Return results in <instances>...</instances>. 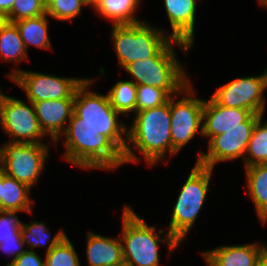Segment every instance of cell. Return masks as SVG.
Returning <instances> with one entry per match:
<instances>
[{
    "label": "cell",
    "instance_id": "1",
    "mask_svg": "<svg viewBox=\"0 0 267 266\" xmlns=\"http://www.w3.org/2000/svg\"><path fill=\"white\" fill-rule=\"evenodd\" d=\"M132 120L123 153L125 164H138L142 156L150 167L160 161L167 163L168 155L172 156L170 99L161 106L135 112Z\"/></svg>",
    "mask_w": 267,
    "mask_h": 266
},
{
    "label": "cell",
    "instance_id": "2",
    "mask_svg": "<svg viewBox=\"0 0 267 266\" xmlns=\"http://www.w3.org/2000/svg\"><path fill=\"white\" fill-rule=\"evenodd\" d=\"M97 83L88 78L76 89L74 112L67 126H90L106 136L122 153L127 145V126L110 103L108 94L94 92Z\"/></svg>",
    "mask_w": 267,
    "mask_h": 266
},
{
    "label": "cell",
    "instance_id": "3",
    "mask_svg": "<svg viewBox=\"0 0 267 266\" xmlns=\"http://www.w3.org/2000/svg\"><path fill=\"white\" fill-rule=\"evenodd\" d=\"M62 137L65 147L62 158L80 169L115 171L125 164L124 154L90 126H67L54 143L57 147Z\"/></svg>",
    "mask_w": 267,
    "mask_h": 266
},
{
    "label": "cell",
    "instance_id": "4",
    "mask_svg": "<svg viewBox=\"0 0 267 266\" xmlns=\"http://www.w3.org/2000/svg\"><path fill=\"white\" fill-rule=\"evenodd\" d=\"M122 212V230L119 237L123 258L132 266H159L161 243L166 244L169 255L181 245L168 230L166 232L161 228L159 233H156L157 228L149 226L129 205H124Z\"/></svg>",
    "mask_w": 267,
    "mask_h": 266
},
{
    "label": "cell",
    "instance_id": "5",
    "mask_svg": "<svg viewBox=\"0 0 267 266\" xmlns=\"http://www.w3.org/2000/svg\"><path fill=\"white\" fill-rule=\"evenodd\" d=\"M174 47L184 55L192 48L184 42L171 39L154 57L132 62L124 70L133 77L131 81L136 85L158 87L173 96L191 81Z\"/></svg>",
    "mask_w": 267,
    "mask_h": 266
},
{
    "label": "cell",
    "instance_id": "6",
    "mask_svg": "<svg viewBox=\"0 0 267 266\" xmlns=\"http://www.w3.org/2000/svg\"><path fill=\"white\" fill-rule=\"evenodd\" d=\"M111 28L113 49L123 69L132 62L154 57L171 40L167 31L144 20L135 24H112Z\"/></svg>",
    "mask_w": 267,
    "mask_h": 266
},
{
    "label": "cell",
    "instance_id": "7",
    "mask_svg": "<svg viewBox=\"0 0 267 266\" xmlns=\"http://www.w3.org/2000/svg\"><path fill=\"white\" fill-rule=\"evenodd\" d=\"M212 168L195 162L186 178L172 210L168 231L182 244L202 211L211 190Z\"/></svg>",
    "mask_w": 267,
    "mask_h": 266
},
{
    "label": "cell",
    "instance_id": "8",
    "mask_svg": "<svg viewBox=\"0 0 267 266\" xmlns=\"http://www.w3.org/2000/svg\"><path fill=\"white\" fill-rule=\"evenodd\" d=\"M204 102L196 97L192 81L170 97L172 156L178 155L197 133L202 136Z\"/></svg>",
    "mask_w": 267,
    "mask_h": 266
},
{
    "label": "cell",
    "instance_id": "9",
    "mask_svg": "<svg viewBox=\"0 0 267 266\" xmlns=\"http://www.w3.org/2000/svg\"><path fill=\"white\" fill-rule=\"evenodd\" d=\"M0 146V167L6 175L33 188L49 158V143L5 142Z\"/></svg>",
    "mask_w": 267,
    "mask_h": 266
},
{
    "label": "cell",
    "instance_id": "10",
    "mask_svg": "<svg viewBox=\"0 0 267 266\" xmlns=\"http://www.w3.org/2000/svg\"><path fill=\"white\" fill-rule=\"evenodd\" d=\"M6 76L25 92L32 104L43 100L75 98L76 89L86 79L27 71L17 66Z\"/></svg>",
    "mask_w": 267,
    "mask_h": 266
},
{
    "label": "cell",
    "instance_id": "11",
    "mask_svg": "<svg viewBox=\"0 0 267 266\" xmlns=\"http://www.w3.org/2000/svg\"><path fill=\"white\" fill-rule=\"evenodd\" d=\"M267 68L259 75L240 77L219 86L211 98L219 105L242 108L264 115L266 110Z\"/></svg>",
    "mask_w": 267,
    "mask_h": 266
},
{
    "label": "cell",
    "instance_id": "12",
    "mask_svg": "<svg viewBox=\"0 0 267 266\" xmlns=\"http://www.w3.org/2000/svg\"><path fill=\"white\" fill-rule=\"evenodd\" d=\"M28 102L27 103L25 102ZM6 95L2 104L0 127L9 136V142L45 143L33 104L29 100Z\"/></svg>",
    "mask_w": 267,
    "mask_h": 266
},
{
    "label": "cell",
    "instance_id": "13",
    "mask_svg": "<svg viewBox=\"0 0 267 266\" xmlns=\"http://www.w3.org/2000/svg\"><path fill=\"white\" fill-rule=\"evenodd\" d=\"M253 128H233L226 133L213 136L207 142V151L198 152L196 162L202 166L214 169L216 164L225 161L244 160L248 142Z\"/></svg>",
    "mask_w": 267,
    "mask_h": 266
},
{
    "label": "cell",
    "instance_id": "14",
    "mask_svg": "<svg viewBox=\"0 0 267 266\" xmlns=\"http://www.w3.org/2000/svg\"><path fill=\"white\" fill-rule=\"evenodd\" d=\"M261 116L248 109L221 106L210 98L204 102L202 137L209 140L229 129L254 128Z\"/></svg>",
    "mask_w": 267,
    "mask_h": 266
},
{
    "label": "cell",
    "instance_id": "15",
    "mask_svg": "<svg viewBox=\"0 0 267 266\" xmlns=\"http://www.w3.org/2000/svg\"><path fill=\"white\" fill-rule=\"evenodd\" d=\"M267 252L266 244L257 242L237 245H221L201 252L206 266H259Z\"/></svg>",
    "mask_w": 267,
    "mask_h": 266
},
{
    "label": "cell",
    "instance_id": "16",
    "mask_svg": "<svg viewBox=\"0 0 267 266\" xmlns=\"http://www.w3.org/2000/svg\"><path fill=\"white\" fill-rule=\"evenodd\" d=\"M37 120L46 136L55 143L64 133L74 112V98L33 103Z\"/></svg>",
    "mask_w": 267,
    "mask_h": 266
},
{
    "label": "cell",
    "instance_id": "17",
    "mask_svg": "<svg viewBox=\"0 0 267 266\" xmlns=\"http://www.w3.org/2000/svg\"><path fill=\"white\" fill-rule=\"evenodd\" d=\"M198 0H163L171 27L169 37L193 47Z\"/></svg>",
    "mask_w": 267,
    "mask_h": 266
},
{
    "label": "cell",
    "instance_id": "18",
    "mask_svg": "<svg viewBox=\"0 0 267 266\" xmlns=\"http://www.w3.org/2000/svg\"><path fill=\"white\" fill-rule=\"evenodd\" d=\"M86 234L88 266H115L124 260L120 237H106L93 231Z\"/></svg>",
    "mask_w": 267,
    "mask_h": 266
},
{
    "label": "cell",
    "instance_id": "19",
    "mask_svg": "<svg viewBox=\"0 0 267 266\" xmlns=\"http://www.w3.org/2000/svg\"><path fill=\"white\" fill-rule=\"evenodd\" d=\"M30 193L31 188L9 177L2 169L0 211L34 213L32 204L35 201Z\"/></svg>",
    "mask_w": 267,
    "mask_h": 266
},
{
    "label": "cell",
    "instance_id": "20",
    "mask_svg": "<svg viewBox=\"0 0 267 266\" xmlns=\"http://www.w3.org/2000/svg\"><path fill=\"white\" fill-rule=\"evenodd\" d=\"M247 194L263 225L267 223V164L245 167Z\"/></svg>",
    "mask_w": 267,
    "mask_h": 266
},
{
    "label": "cell",
    "instance_id": "21",
    "mask_svg": "<svg viewBox=\"0 0 267 266\" xmlns=\"http://www.w3.org/2000/svg\"><path fill=\"white\" fill-rule=\"evenodd\" d=\"M141 3V0H96L94 10L111 24H135L143 21L135 15Z\"/></svg>",
    "mask_w": 267,
    "mask_h": 266
},
{
    "label": "cell",
    "instance_id": "22",
    "mask_svg": "<svg viewBox=\"0 0 267 266\" xmlns=\"http://www.w3.org/2000/svg\"><path fill=\"white\" fill-rule=\"evenodd\" d=\"M48 15L44 14L38 17L25 18L14 22L20 33L27 51L30 46L43 50H52V43L49 36Z\"/></svg>",
    "mask_w": 267,
    "mask_h": 266
},
{
    "label": "cell",
    "instance_id": "23",
    "mask_svg": "<svg viewBox=\"0 0 267 266\" xmlns=\"http://www.w3.org/2000/svg\"><path fill=\"white\" fill-rule=\"evenodd\" d=\"M0 58L4 63L10 61L15 65L29 59L17 26L3 19H0Z\"/></svg>",
    "mask_w": 267,
    "mask_h": 266
},
{
    "label": "cell",
    "instance_id": "24",
    "mask_svg": "<svg viewBox=\"0 0 267 266\" xmlns=\"http://www.w3.org/2000/svg\"><path fill=\"white\" fill-rule=\"evenodd\" d=\"M61 228L53 237L50 229L45 222L32 219V223L21 222L20 233L27 250H33L36 247H46L48 253L55 245H58L64 238L66 232ZM28 244V245H27Z\"/></svg>",
    "mask_w": 267,
    "mask_h": 266
},
{
    "label": "cell",
    "instance_id": "25",
    "mask_svg": "<svg viewBox=\"0 0 267 266\" xmlns=\"http://www.w3.org/2000/svg\"><path fill=\"white\" fill-rule=\"evenodd\" d=\"M136 89L137 85L131 80H119L107 92L113 108L125 118L136 112Z\"/></svg>",
    "mask_w": 267,
    "mask_h": 266
},
{
    "label": "cell",
    "instance_id": "26",
    "mask_svg": "<svg viewBox=\"0 0 267 266\" xmlns=\"http://www.w3.org/2000/svg\"><path fill=\"white\" fill-rule=\"evenodd\" d=\"M262 115L256 122L244 156V167L267 164V121Z\"/></svg>",
    "mask_w": 267,
    "mask_h": 266
},
{
    "label": "cell",
    "instance_id": "27",
    "mask_svg": "<svg viewBox=\"0 0 267 266\" xmlns=\"http://www.w3.org/2000/svg\"><path fill=\"white\" fill-rule=\"evenodd\" d=\"M44 258L45 266H81L78 253L68 236L45 253Z\"/></svg>",
    "mask_w": 267,
    "mask_h": 266
},
{
    "label": "cell",
    "instance_id": "28",
    "mask_svg": "<svg viewBox=\"0 0 267 266\" xmlns=\"http://www.w3.org/2000/svg\"><path fill=\"white\" fill-rule=\"evenodd\" d=\"M84 6L79 0H46V14L53 19L67 22L80 16Z\"/></svg>",
    "mask_w": 267,
    "mask_h": 266
},
{
    "label": "cell",
    "instance_id": "29",
    "mask_svg": "<svg viewBox=\"0 0 267 266\" xmlns=\"http://www.w3.org/2000/svg\"><path fill=\"white\" fill-rule=\"evenodd\" d=\"M136 94V112L161 106L171 97L166 90L145 84L137 85Z\"/></svg>",
    "mask_w": 267,
    "mask_h": 266
},
{
    "label": "cell",
    "instance_id": "30",
    "mask_svg": "<svg viewBox=\"0 0 267 266\" xmlns=\"http://www.w3.org/2000/svg\"><path fill=\"white\" fill-rule=\"evenodd\" d=\"M46 14V0H15L11 11L3 18L8 22H16L25 18H33Z\"/></svg>",
    "mask_w": 267,
    "mask_h": 266
},
{
    "label": "cell",
    "instance_id": "31",
    "mask_svg": "<svg viewBox=\"0 0 267 266\" xmlns=\"http://www.w3.org/2000/svg\"><path fill=\"white\" fill-rule=\"evenodd\" d=\"M20 212L0 211V243L8 239H22L20 233Z\"/></svg>",
    "mask_w": 267,
    "mask_h": 266
},
{
    "label": "cell",
    "instance_id": "32",
    "mask_svg": "<svg viewBox=\"0 0 267 266\" xmlns=\"http://www.w3.org/2000/svg\"><path fill=\"white\" fill-rule=\"evenodd\" d=\"M25 243L22 239H8L0 243V251L6 253L8 257H11L10 264L16 260L20 255H22L27 249L25 248Z\"/></svg>",
    "mask_w": 267,
    "mask_h": 266
},
{
    "label": "cell",
    "instance_id": "33",
    "mask_svg": "<svg viewBox=\"0 0 267 266\" xmlns=\"http://www.w3.org/2000/svg\"><path fill=\"white\" fill-rule=\"evenodd\" d=\"M10 266H45V259L34 250H26Z\"/></svg>",
    "mask_w": 267,
    "mask_h": 266
},
{
    "label": "cell",
    "instance_id": "34",
    "mask_svg": "<svg viewBox=\"0 0 267 266\" xmlns=\"http://www.w3.org/2000/svg\"><path fill=\"white\" fill-rule=\"evenodd\" d=\"M15 0H0V19H3L12 9Z\"/></svg>",
    "mask_w": 267,
    "mask_h": 266
},
{
    "label": "cell",
    "instance_id": "35",
    "mask_svg": "<svg viewBox=\"0 0 267 266\" xmlns=\"http://www.w3.org/2000/svg\"><path fill=\"white\" fill-rule=\"evenodd\" d=\"M79 1H81L84 5H85V7L87 6V7H92L93 9L96 7V0H79Z\"/></svg>",
    "mask_w": 267,
    "mask_h": 266
},
{
    "label": "cell",
    "instance_id": "36",
    "mask_svg": "<svg viewBox=\"0 0 267 266\" xmlns=\"http://www.w3.org/2000/svg\"><path fill=\"white\" fill-rule=\"evenodd\" d=\"M0 90H1V88H0ZM5 97H6V94L4 92L0 91V121H1L2 104H3Z\"/></svg>",
    "mask_w": 267,
    "mask_h": 266
},
{
    "label": "cell",
    "instance_id": "37",
    "mask_svg": "<svg viewBox=\"0 0 267 266\" xmlns=\"http://www.w3.org/2000/svg\"><path fill=\"white\" fill-rule=\"evenodd\" d=\"M259 266H267V252L261 258V261L259 263Z\"/></svg>",
    "mask_w": 267,
    "mask_h": 266
},
{
    "label": "cell",
    "instance_id": "38",
    "mask_svg": "<svg viewBox=\"0 0 267 266\" xmlns=\"http://www.w3.org/2000/svg\"><path fill=\"white\" fill-rule=\"evenodd\" d=\"M257 1L261 7H264V9L265 8L267 9V0H257Z\"/></svg>",
    "mask_w": 267,
    "mask_h": 266
},
{
    "label": "cell",
    "instance_id": "39",
    "mask_svg": "<svg viewBox=\"0 0 267 266\" xmlns=\"http://www.w3.org/2000/svg\"><path fill=\"white\" fill-rule=\"evenodd\" d=\"M115 266H132L129 262L123 260L122 262L116 264Z\"/></svg>",
    "mask_w": 267,
    "mask_h": 266
},
{
    "label": "cell",
    "instance_id": "40",
    "mask_svg": "<svg viewBox=\"0 0 267 266\" xmlns=\"http://www.w3.org/2000/svg\"><path fill=\"white\" fill-rule=\"evenodd\" d=\"M1 186H2V168L0 167V201H1Z\"/></svg>",
    "mask_w": 267,
    "mask_h": 266
}]
</instances>
